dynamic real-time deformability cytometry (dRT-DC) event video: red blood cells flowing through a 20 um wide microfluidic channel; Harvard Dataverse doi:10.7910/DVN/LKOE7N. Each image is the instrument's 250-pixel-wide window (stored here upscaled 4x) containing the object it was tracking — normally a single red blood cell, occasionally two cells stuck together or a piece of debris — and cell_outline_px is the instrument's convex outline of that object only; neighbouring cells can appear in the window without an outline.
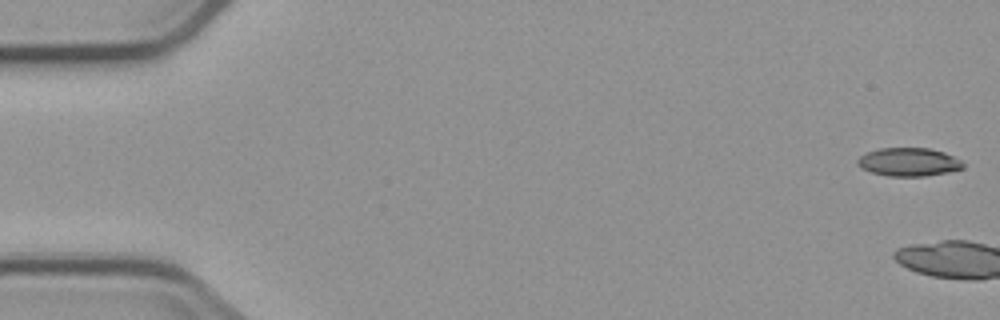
{"species": "common noctule bat (a hibernating species)", "species_latin": "Nyctalus noctula", "temperature_condition": "cold", "stored_images_in_passage": 11, "camera_frame_rate_fps": 3000, "um_per_image_px": 0.085, "animal": {"sex": "male", "body_mass_g": 23.1, "forearm_length_mm": 52.7}, "frame": {"image": 1, "passage_image": 1, "time_ms": 0.0, "image_size_px": [1000, 320], "cell_outline_px": [[964, 168], [948, 172], [924, 176], [888, 176], [872, 172], [860, 168], [856, 164], [856, 160], [860, 156], [868, 152], [880, 148], [928, 148], [944, 152], [960, 160], [964, 164]], "centroid_in_image_um": [77.22, 13.77], "position_along_channel_um": 7.8, "area_um2": 17.4}}
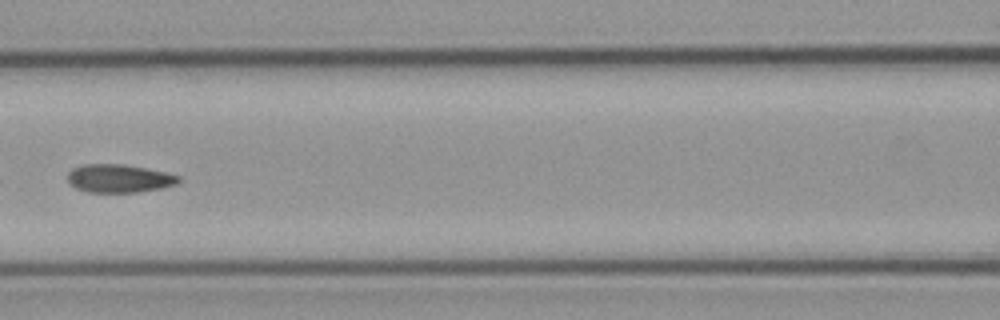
{"frame": {"image": 2, "passage_image": 8, "time_ms": 9.0, "image_size_px": [1000, 320], "cell_outline_px": [[180, 180], [176, 184], [160, 188], [136, 192], [88, 192], [76, 188], [68, 184], [68, 172], [72, 168], [84, 164], [124, 164], [164, 172], [180, 176]], "centroid_in_image_um": [10.07, 15.16], "position_along_channel_um": 156.5, "area_um2": 18.15}}
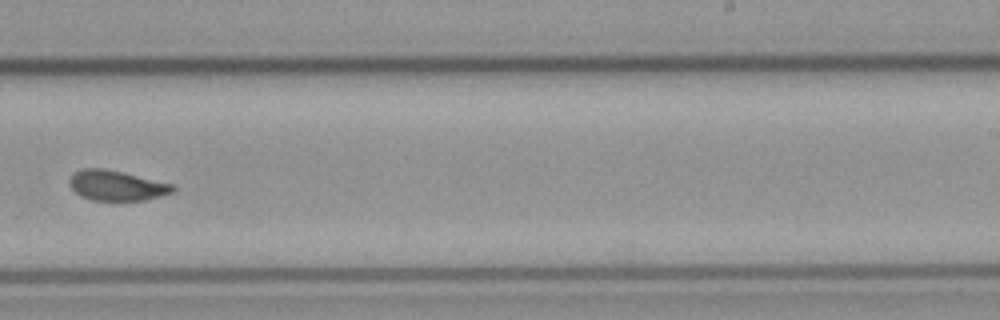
{"frame": {"image": 3, "passage_image": 11, "time_ms": 12.333, "image_size_px": [1000, 320], "cell_outline_px": [[176, 192], [144, 200], [92, 200], [80, 196], [68, 184], [72, 176], [76, 172], [84, 168], [104, 168], [124, 172], [172, 184], [176, 188]], "centroid_in_image_um": [9.94, 15.77], "position_along_channel_um": 279.1, "area_um2": 18.09}}